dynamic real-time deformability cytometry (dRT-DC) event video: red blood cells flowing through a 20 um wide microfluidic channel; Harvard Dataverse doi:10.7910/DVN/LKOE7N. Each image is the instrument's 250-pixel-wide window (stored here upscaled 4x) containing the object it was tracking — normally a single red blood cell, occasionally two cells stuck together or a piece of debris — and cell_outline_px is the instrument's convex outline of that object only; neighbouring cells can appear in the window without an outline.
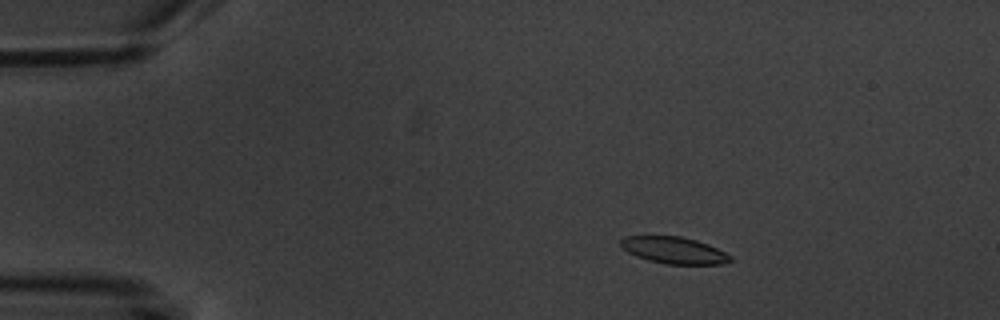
{"species": "common noctule bat (a hibernating species)", "species_latin": "Nyctalus noctula", "temperature_condition": "warm", "stored_images_in_passage": 6, "camera_frame_rate_fps": 3000, "um_per_image_px": 0.085, "animal": {"sex": "male", "body_mass_g": 20.1, "forearm_length_mm": 53.5}, "frame": {"image": 1, "passage_image": 3, "time_ms": 2.333, "image_size_px": [1000, 320], "cell_outline_px": [[732, 260], [720, 264], [668, 264], [648, 260], [636, 256], [628, 252], [620, 244], [620, 240], [624, 236], [680, 236], [696, 240], [708, 244], [732, 256]], "centroid_in_image_um": [57.28, 21.27], "position_along_channel_um": 27.7, "area_um2": 16.94}}
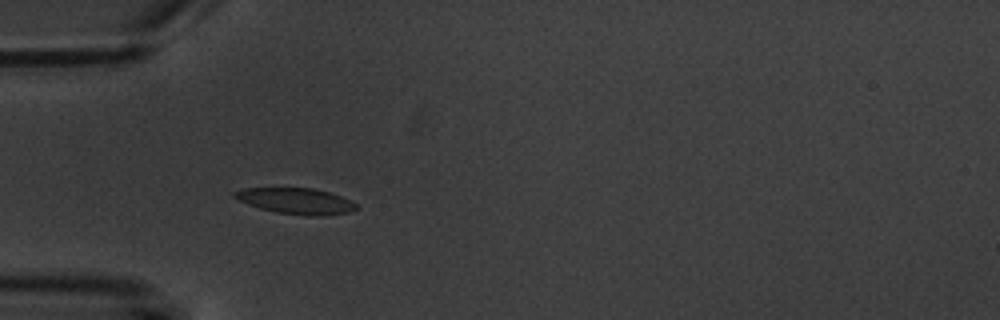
{"frame": {"image": 2, "passage_image": 5, "time_ms": 5.0, "image_size_px": [1000, 320], "cell_outline_px": [[356, 208], [348, 212], [324, 216], [308, 216], [276, 212], [260, 208], [248, 204], [232, 196], [232, 192], [244, 188], [312, 188], [328, 192], [340, 196], [356, 204]], "centroid_in_image_um": [25.12, 17.08], "position_along_channel_um": 59.9, "area_um2": 18.21}}